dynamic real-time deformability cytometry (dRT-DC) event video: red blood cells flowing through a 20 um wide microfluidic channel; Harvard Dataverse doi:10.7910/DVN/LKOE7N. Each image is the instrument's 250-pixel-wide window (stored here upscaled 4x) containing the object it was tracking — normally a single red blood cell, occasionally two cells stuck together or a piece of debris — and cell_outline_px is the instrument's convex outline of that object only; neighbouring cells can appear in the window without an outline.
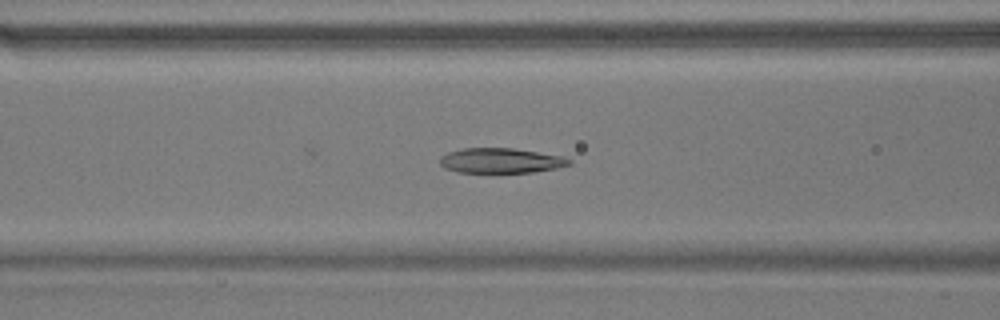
{"species": "common noctule bat (a hibernating species)", "species_latin": "Nyctalus noctula", "temperature_condition": "warm", "stored_images_in_passage": 22, "camera_frame_rate_fps": 3000, "um_per_image_px": 0.085, "animal": {"sex": "male", "body_mass_g": 17.9}, "frame": {"image": 1, "passage_image": 7, "time_ms": 2.0, "image_size_px": [1000, 320], "cell_outline_px": [[572, 164], [556, 168], [532, 172], [456, 172], [444, 168], [440, 164], [440, 156], [448, 152], [464, 148], [512, 148], [560, 156], [572, 160]], "centroid_in_image_um": [42.53, 13.65], "position_along_channel_um": 124.1, "area_um2": 18.67}}
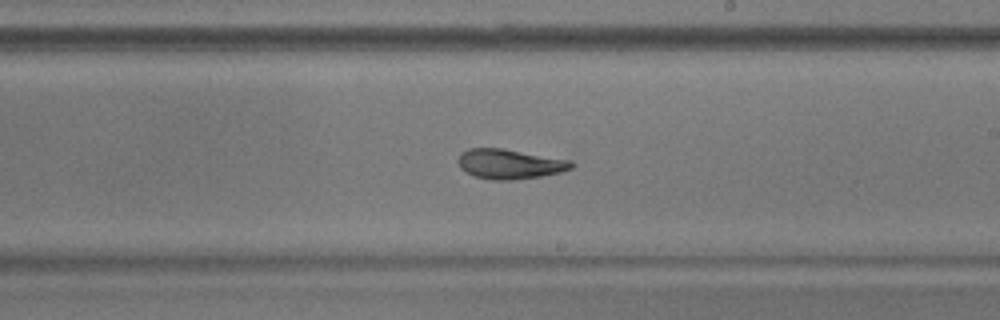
{"frame": {"image": 2, "passage_image": 17, "time_ms": 5.333, "image_size_px": [1000, 320], "cell_outline_px": [[576, 164], [572, 168], [560, 172], [540, 176], [512, 180], [492, 180], [476, 176], [460, 168], [456, 160], [460, 152], [468, 148], [504, 148], [572, 160]], "centroid_in_image_um": [43.32, 13.92], "position_along_channel_um": 245.7, "area_um2": 19.88}}
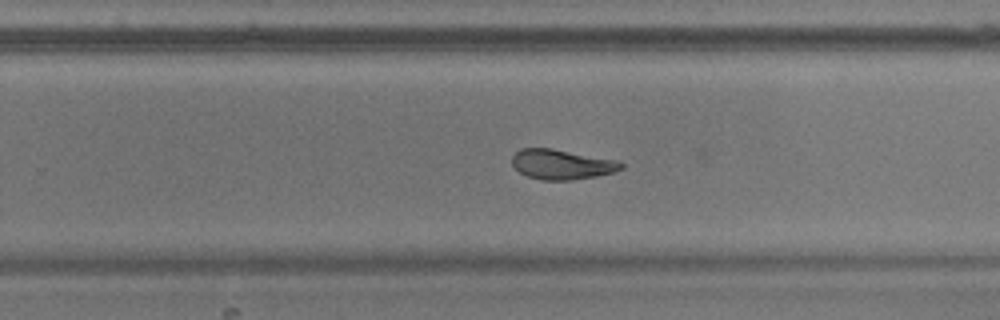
{"frame": {"image": 3, "passage_image": 20, "time_ms": 6.333, "image_size_px": [1000, 320], "cell_outline_px": [[624, 168], [612, 172], [596, 176], [572, 180], [540, 180], [528, 176], [520, 172], [512, 164], [512, 156], [520, 148], [552, 148], [620, 160], [624, 164]], "centroid_in_image_um": [47.77, 13.96], "position_along_channel_um": 282.0, "area_um2": 19.19}}